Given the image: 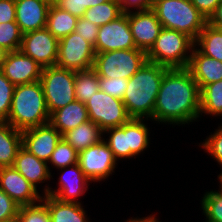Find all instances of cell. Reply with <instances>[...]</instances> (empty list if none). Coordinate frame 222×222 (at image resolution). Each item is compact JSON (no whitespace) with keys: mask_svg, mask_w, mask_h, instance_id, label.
Here are the masks:
<instances>
[{"mask_svg":"<svg viewBox=\"0 0 222 222\" xmlns=\"http://www.w3.org/2000/svg\"><path fill=\"white\" fill-rule=\"evenodd\" d=\"M200 89L188 68H168L163 75L152 120L170 124L196 121Z\"/></svg>","mask_w":222,"mask_h":222,"instance_id":"6da1fadb","label":"cell"},{"mask_svg":"<svg viewBox=\"0 0 222 222\" xmlns=\"http://www.w3.org/2000/svg\"><path fill=\"white\" fill-rule=\"evenodd\" d=\"M167 69L168 67L163 65L146 61L143 66L128 79L122 101L131 118L151 119L153 117L161 81Z\"/></svg>","mask_w":222,"mask_h":222,"instance_id":"7a4b0ae2","label":"cell"},{"mask_svg":"<svg viewBox=\"0 0 222 222\" xmlns=\"http://www.w3.org/2000/svg\"><path fill=\"white\" fill-rule=\"evenodd\" d=\"M44 91L40 81L16 85L7 123L23 131L49 123Z\"/></svg>","mask_w":222,"mask_h":222,"instance_id":"3957f363","label":"cell"},{"mask_svg":"<svg viewBox=\"0 0 222 222\" xmlns=\"http://www.w3.org/2000/svg\"><path fill=\"white\" fill-rule=\"evenodd\" d=\"M152 10L164 28L182 32L194 41L208 23L190 0H159Z\"/></svg>","mask_w":222,"mask_h":222,"instance_id":"277c9868","label":"cell"},{"mask_svg":"<svg viewBox=\"0 0 222 222\" xmlns=\"http://www.w3.org/2000/svg\"><path fill=\"white\" fill-rule=\"evenodd\" d=\"M195 41L188 35L162 28L154 45L146 53L147 61L157 63L168 68H187ZM190 52V55H187Z\"/></svg>","mask_w":222,"mask_h":222,"instance_id":"5b68a950","label":"cell"},{"mask_svg":"<svg viewBox=\"0 0 222 222\" xmlns=\"http://www.w3.org/2000/svg\"><path fill=\"white\" fill-rule=\"evenodd\" d=\"M147 61L145 51L134 49L96 53L93 69L99 78L130 79Z\"/></svg>","mask_w":222,"mask_h":222,"instance_id":"8992f818","label":"cell"},{"mask_svg":"<svg viewBox=\"0 0 222 222\" xmlns=\"http://www.w3.org/2000/svg\"><path fill=\"white\" fill-rule=\"evenodd\" d=\"M75 71L56 65L42 69L40 82L44 91L49 114L76 100L74 78Z\"/></svg>","mask_w":222,"mask_h":222,"instance_id":"52a82bcc","label":"cell"},{"mask_svg":"<svg viewBox=\"0 0 222 222\" xmlns=\"http://www.w3.org/2000/svg\"><path fill=\"white\" fill-rule=\"evenodd\" d=\"M85 105L89 120L96 123L103 131L122 126L131 119L122 100L100 89L89 98Z\"/></svg>","mask_w":222,"mask_h":222,"instance_id":"ba28073f","label":"cell"},{"mask_svg":"<svg viewBox=\"0 0 222 222\" xmlns=\"http://www.w3.org/2000/svg\"><path fill=\"white\" fill-rule=\"evenodd\" d=\"M94 46L75 31L59 39L56 66L81 71L93 68L95 58Z\"/></svg>","mask_w":222,"mask_h":222,"instance_id":"9c48e42d","label":"cell"},{"mask_svg":"<svg viewBox=\"0 0 222 222\" xmlns=\"http://www.w3.org/2000/svg\"><path fill=\"white\" fill-rule=\"evenodd\" d=\"M59 39L44 27L23 34L20 51L35 60L42 68L56 65Z\"/></svg>","mask_w":222,"mask_h":222,"instance_id":"30bf717a","label":"cell"},{"mask_svg":"<svg viewBox=\"0 0 222 222\" xmlns=\"http://www.w3.org/2000/svg\"><path fill=\"white\" fill-rule=\"evenodd\" d=\"M116 161L118 160L114 158L105 139L82 150L78 156V164L83 174L94 182L110 176L114 172Z\"/></svg>","mask_w":222,"mask_h":222,"instance_id":"8fae6325","label":"cell"},{"mask_svg":"<svg viewBox=\"0 0 222 222\" xmlns=\"http://www.w3.org/2000/svg\"><path fill=\"white\" fill-rule=\"evenodd\" d=\"M134 48L136 45L132 37L127 12H123L115 20L99 27L94 46L95 53Z\"/></svg>","mask_w":222,"mask_h":222,"instance_id":"7c38bea8","label":"cell"},{"mask_svg":"<svg viewBox=\"0 0 222 222\" xmlns=\"http://www.w3.org/2000/svg\"><path fill=\"white\" fill-rule=\"evenodd\" d=\"M127 17L136 48L147 53L163 28L156 13L152 9L130 11Z\"/></svg>","mask_w":222,"mask_h":222,"instance_id":"4fadbf2b","label":"cell"},{"mask_svg":"<svg viewBox=\"0 0 222 222\" xmlns=\"http://www.w3.org/2000/svg\"><path fill=\"white\" fill-rule=\"evenodd\" d=\"M61 138V133L50 123H46L23 130L22 147L38 159L48 163Z\"/></svg>","mask_w":222,"mask_h":222,"instance_id":"5bb4252c","label":"cell"},{"mask_svg":"<svg viewBox=\"0 0 222 222\" xmlns=\"http://www.w3.org/2000/svg\"><path fill=\"white\" fill-rule=\"evenodd\" d=\"M0 189L20 207L33 205L42 200L37 189L13 166L0 168Z\"/></svg>","mask_w":222,"mask_h":222,"instance_id":"9a60e30c","label":"cell"},{"mask_svg":"<svg viewBox=\"0 0 222 222\" xmlns=\"http://www.w3.org/2000/svg\"><path fill=\"white\" fill-rule=\"evenodd\" d=\"M42 67L20 50L8 52L1 71L13 85L40 81Z\"/></svg>","mask_w":222,"mask_h":222,"instance_id":"2e32d148","label":"cell"},{"mask_svg":"<svg viewBox=\"0 0 222 222\" xmlns=\"http://www.w3.org/2000/svg\"><path fill=\"white\" fill-rule=\"evenodd\" d=\"M62 169L66 170L61 174V179L58 184L60 187L58 190L53 191L51 188L46 187L44 189V195L52 196L61 202L80 203L75 198H78L85 193L87 190L86 188L88 187L87 182H90L91 180L83 174L78 163L70 166L69 169L64 167L61 168V171Z\"/></svg>","mask_w":222,"mask_h":222,"instance_id":"e0dca14e","label":"cell"},{"mask_svg":"<svg viewBox=\"0 0 222 222\" xmlns=\"http://www.w3.org/2000/svg\"><path fill=\"white\" fill-rule=\"evenodd\" d=\"M51 3L46 0H15L16 23L23 34L46 27Z\"/></svg>","mask_w":222,"mask_h":222,"instance_id":"ac0fdd59","label":"cell"},{"mask_svg":"<svg viewBox=\"0 0 222 222\" xmlns=\"http://www.w3.org/2000/svg\"><path fill=\"white\" fill-rule=\"evenodd\" d=\"M191 51L188 69L198 83L199 89L222 80V62L202 54L197 48Z\"/></svg>","mask_w":222,"mask_h":222,"instance_id":"d6986e66","label":"cell"},{"mask_svg":"<svg viewBox=\"0 0 222 222\" xmlns=\"http://www.w3.org/2000/svg\"><path fill=\"white\" fill-rule=\"evenodd\" d=\"M13 167L36 189L37 184L51 178L47 162L38 159L23 147L19 149Z\"/></svg>","mask_w":222,"mask_h":222,"instance_id":"ffe728a7","label":"cell"},{"mask_svg":"<svg viewBox=\"0 0 222 222\" xmlns=\"http://www.w3.org/2000/svg\"><path fill=\"white\" fill-rule=\"evenodd\" d=\"M89 120L86 105L75 100L54 111L50 115L49 123L63 136L66 132Z\"/></svg>","mask_w":222,"mask_h":222,"instance_id":"44dd1931","label":"cell"},{"mask_svg":"<svg viewBox=\"0 0 222 222\" xmlns=\"http://www.w3.org/2000/svg\"><path fill=\"white\" fill-rule=\"evenodd\" d=\"M43 197L41 201L47 206L51 222H88L81 203L61 202L49 195Z\"/></svg>","mask_w":222,"mask_h":222,"instance_id":"7402d4cb","label":"cell"},{"mask_svg":"<svg viewBox=\"0 0 222 222\" xmlns=\"http://www.w3.org/2000/svg\"><path fill=\"white\" fill-rule=\"evenodd\" d=\"M104 131L93 121L88 120L66 132L62 137L79 153L89 146L100 143Z\"/></svg>","mask_w":222,"mask_h":222,"instance_id":"603a6c76","label":"cell"},{"mask_svg":"<svg viewBox=\"0 0 222 222\" xmlns=\"http://www.w3.org/2000/svg\"><path fill=\"white\" fill-rule=\"evenodd\" d=\"M22 147V131L7 122H0V168L13 166Z\"/></svg>","mask_w":222,"mask_h":222,"instance_id":"cb8c5ba5","label":"cell"},{"mask_svg":"<svg viewBox=\"0 0 222 222\" xmlns=\"http://www.w3.org/2000/svg\"><path fill=\"white\" fill-rule=\"evenodd\" d=\"M77 20L78 18L68 11H64L51 4L48 11L46 28L54 37L61 39L75 31Z\"/></svg>","mask_w":222,"mask_h":222,"instance_id":"d4e9b609","label":"cell"},{"mask_svg":"<svg viewBox=\"0 0 222 222\" xmlns=\"http://www.w3.org/2000/svg\"><path fill=\"white\" fill-rule=\"evenodd\" d=\"M197 44L202 54L222 62V29L207 23L195 40Z\"/></svg>","mask_w":222,"mask_h":222,"instance_id":"484cf974","label":"cell"},{"mask_svg":"<svg viewBox=\"0 0 222 222\" xmlns=\"http://www.w3.org/2000/svg\"><path fill=\"white\" fill-rule=\"evenodd\" d=\"M148 130V127L143 123V119L131 118L125 123L127 147L134 157L148 148L150 143Z\"/></svg>","mask_w":222,"mask_h":222,"instance_id":"4316f807","label":"cell"},{"mask_svg":"<svg viewBox=\"0 0 222 222\" xmlns=\"http://www.w3.org/2000/svg\"><path fill=\"white\" fill-rule=\"evenodd\" d=\"M200 113L222 116V80L200 89Z\"/></svg>","mask_w":222,"mask_h":222,"instance_id":"83f0119b","label":"cell"},{"mask_svg":"<svg viewBox=\"0 0 222 222\" xmlns=\"http://www.w3.org/2000/svg\"><path fill=\"white\" fill-rule=\"evenodd\" d=\"M75 98L84 104L95 94L99 88V76L91 68L75 73L74 78Z\"/></svg>","mask_w":222,"mask_h":222,"instance_id":"f1b7e54d","label":"cell"},{"mask_svg":"<svg viewBox=\"0 0 222 222\" xmlns=\"http://www.w3.org/2000/svg\"><path fill=\"white\" fill-rule=\"evenodd\" d=\"M122 13L119 1L109 0L87 9L82 17L100 27L115 20Z\"/></svg>","mask_w":222,"mask_h":222,"instance_id":"f546056e","label":"cell"},{"mask_svg":"<svg viewBox=\"0 0 222 222\" xmlns=\"http://www.w3.org/2000/svg\"><path fill=\"white\" fill-rule=\"evenodd\" d=\"M78 156L79 153L62 137L48 162L52 163L57 169L69 168L78 163Z\"/></svg>","mask_w":222,"mask_h":222,"instance_id":"4dcf8cb0","label":"cell"},{"mask_svg":"<svg viewBox=\"0 0 222 222\" xmlns=\"http://www.w3.org/2000/svg\"><path fill=\"white\" fill-rule=\"evenodd\" d=\"M105 132L110 133L109 140L105 142L108 144L116 160L119 158L124 159L134 157L127 147L125 124L122 126L106 129L104 133Z\"/></svg>","mask_w":222,"mask_h":222,"instance_id":"1f68e13d","label":"cell"},{"mask_svg":"<svg viewBox=\"0 0 222 222\" xmlns=\"http://www.w3.org/2000/svg\"><path fill=\"white\" fill-rule=\"evenodd\" d=\"M23 33L16 22L0 23V46L8 52L20 49Z\"/></svg>","mask_w":222,"mask_h":222,"instance_id":"d6a6232c","label":"cell"},{"mask_svg":"<svg viewBox=\"0 0 222 222\" xmlns=\"http://www.w3.org/2000/svg\"><path fill=\"white\" fill-rule=\"evenodd\" d=\"M201 202L207 222H222V193L220 191L207 192Z\"/></svg>","mask_w":222,"mask_h":222,"instance_id":"836d02e7","label":"cell"},{"mask_svg":"<svg viewBox=\"0 0 222 222\" xmlns=\"http://www.w3.org/2000/svg\"><path fill=\"white\" fill-rule=\"evenodd\" d=\"M17 220L18 222H51L47 206L42 201L19 207Z\"/></svg>","mask_w":222,"mask_h":222,"instance_id":"e575fe53","label":"cell"},{"mask_svg":"<svg viewBox=\"0 0 222 222\" xmlns=\"http://www.w3.org/2000/svg\"><path fill=\"white\" fill-rule=\"evenodd\" d=\"M15 85L0 70V122H7Z\"/></svg>","mask_w":222,"mask_h":222,"instance_id":"d590c367","label":"cell"},{"mask_svg":"<svg viewBox=\"0 0 222 222\" xmlns=\"http://www.w3.org/2000/svg\"><path fill=\"white\" fill-rule=\"evenodd\" d=\"M107 1L109 0H56L54 5L77 18H81L87 9Z\"/></svg>","mask_w":222,"mask_h":222,"instance_id":"8d00e7d4","label":"cell"},{"mask_svg":"<svg viewBox=\"0 0 222 222\" xmlns=\"http://www.w3.org/2000/svg\"><path fill=\"white\" fill-rule=\"evenodd\" d=\"M128 79L124 78H99V88L101 91L113 96L114 98L123 99Z\"/></svg>","mask_w":222,"mask_h":222,"instance_id":"74e56055","label":"cell"},{"mask_svg":"<svg viewBox=\"0 0 222 222\" xmlns=\"http://www.w3.org/2000/svg\"><path fill=\"white\" fill-rule=\"evenodd\" d=\"M19 207L11 197L0 189V222L17 218Z\"/></svg>","mask_w":222,"mask_h":222,"instance_id":"f35d334b","label":"cell"},{"mask_svg":"<svg viewBox=\"0 0 222 222\" xmlns=\"http://www.w3.org/2000/svg\"><path fill=\"white\" fill-rule=\"evenodd\" d=\"M203 142L202 147L222 166V126Z\"/></svg>","mask_w":222,"mask_h":222,"instance_id":"ab89813d","label":"cell"},{"mask_svg":"<svg viewBox=\"0 0 222 222\" xmlns=\"http://www.w3.org/2000/svg\"><path fill=\"white\" fill-rule=\"evenodd\" d=\"M99 31V26L95 25L94 23L90 22L86 18H78L75 32L78 35L82 36L90 42L93 46H95L97 35Z\"/></svg>","mask_w":222,"mask_h":222,"instance_id":"60d3db41","label":"cell"},{"mask_svg":"<svg viewBox=\"0 0 222 222\" xmlns=\"http://www.w3.org/2000/svg\"><path fill=\"white\" fill-rule=\"evenodd\" d=\"M16 22L15 0H0V23Z\"/></svg>","mask_w":222,"mask_h":222,"instance_id":"b9f144b4","label":"cell"},{"mask_svg":"<svg viewBox=\"0 0 222 222\" xmlns=\"http://www.w3.org/2000/svg\"><path fill=\"white\" fill-rule=\"evenodd\" d=\"M191 3L198 9V11L206 17L214 13L216 7L221 3L220 0H190Z\"/></svg>","mask_w":222,"mask_h":222,"instance_id":"7bdbcfd3","label":"cell"},{"mask_svg":"<svg viewBox=\"0 0 222 222\" xmlns=\"http://www.w3.org/2000/svg\"><path fill=\"white\" fill-rule=\"evenodd\" d=\"M120 2L121 11L130 12V8L134 7L137 11L152 9V0H118Z\"/></svg>","mask_w":222,"mask_h":222,"instance_id":"ee69618b","label":"cell"},{"mask_svg":"<svg viewBox=\"0 0 222 222\" xmlns=\"http://www.w3.org/2000/svg\"><path fill=\"white\" fill-rule=\"evenodd\" d=\"M208 23L216 28L222 29V3H220L214 13L209 17Z\"/></svg>","mask_w":222,"mask_h":222,"instance_id":"f6af8a7d","label":"cell"},{"mask_svg":"<svg viewBox=\"0 0 222 222\" xmlns=\"http://www.w3.org/2000/svg\"><path fill=\"white\" fill-rule=\"evenodd\" d=\"M156 216L152 215L149 217H143V218H139V219H129L127 222H159L156 218Z\"/></svg>","mask_w":222,"mask_h":222,"instance_id":"bcb514c9","label":"cell"},{"mask_svg":"<svg viewBox=\"0 0 222 222\" xmlns=\"http://www.w3.org/2000/svg\"><path fill=\"white\" fill-rule=\"evenodd\" d=\"M7 53H8V51L0 46V70L2 69L3 62L6 58Z\"/></svg>","mask_w":222,"mask_h":222,"instance_id":"7dc6e473","label":"cell"},{"mask_svg":"<svg viewBox=\"0 0 222 222\" xmlns=\"http://www.w3.org/2000/svg\"><path fill=\"white\" fill-rule=\"evenodd\" d=\"M219 180H220V184H221V193H222V172L220 173V175L218 176Z\"/></svg>","mask_w":222,"mask_h":222,"instance_id":"c3c4849f","label":"cell"},{"mask_svg":"<svg viewBox=\"0 0 222 222\" xmlns=\"http://www.w3.org/2000/svg\"><path fill=\"white\" fill-rule=\"evenodd\" d=\"M6 222H18L17 218L13 219V220H9V221H6Z\"/></svg>","mask_w":222,"mask_h":222,"instance_id":"681fc988","label":"cell"},{"mask_svg":"<svg viewBox=\"0 0 222 222\" xmlns=\"http://www.w3.org/2000/svg\"><path fill=\"white\" fill-rule=\"evenodd\" d=\"M46 1L50 2L51 4H54V2H55L56 0H46Z\"/></svg>","mask_w":222,"mask_h":222,"instance_id":"f907efd6","label":"cell"},{"mask_svg":"<svg viewBox=\"0 0 222 222\" xmlns=\"http://www.w3.org/2000/svg\"><path fill=\"white\" fill-rule=\"evenodd\" d=\"M157 1H159V0H152V7H153L154 3Z\"/></svg>","mask_w":222,"mask_h":222,"instance_id":"816d5d0a","label":"cell"}]
</instances>
